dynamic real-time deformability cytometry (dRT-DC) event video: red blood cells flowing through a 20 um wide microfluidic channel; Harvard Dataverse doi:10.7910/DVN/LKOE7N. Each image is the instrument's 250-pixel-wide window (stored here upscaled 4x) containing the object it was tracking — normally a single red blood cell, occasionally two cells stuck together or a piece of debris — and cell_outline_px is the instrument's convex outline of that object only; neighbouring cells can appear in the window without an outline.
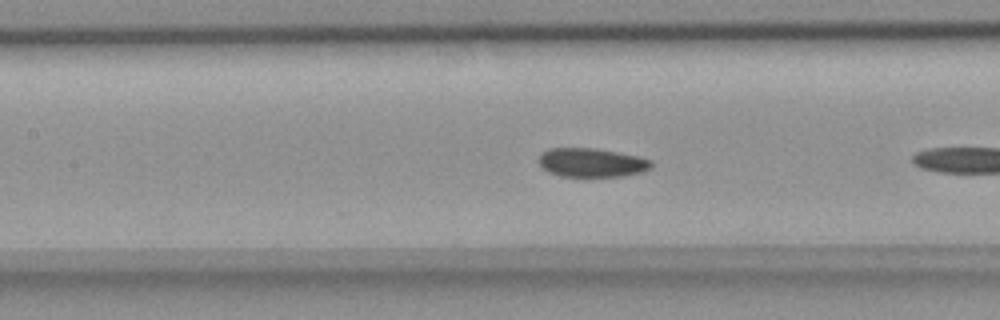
{"species": "common noctule bat (a hibernating species)", "species_latin": "Nyctalus noctula", "temperature_condition": "room temperature", "stored_images_in_passage": 10, "camera_frame_rate_fps": 3000, "um_per_image_px": 0.085, "animal": {"sex": "female", "body_mass_g": 18.4}, "frame": {"image": 1, "passage_image": 9, "time_ms": 2.667, "image_size_px": [1000, 320], "cell_outline_px": [[652, 168], [644, 172], [624, 176], [560, 176], [548, 172], [536, 160], [548, 148], [596, 148], [636, 156], [652, 160]], "centroid_in_image_um": [50.3, 13.82], "position_along_channel_um": 157.1, "area_um2": 18.96}}